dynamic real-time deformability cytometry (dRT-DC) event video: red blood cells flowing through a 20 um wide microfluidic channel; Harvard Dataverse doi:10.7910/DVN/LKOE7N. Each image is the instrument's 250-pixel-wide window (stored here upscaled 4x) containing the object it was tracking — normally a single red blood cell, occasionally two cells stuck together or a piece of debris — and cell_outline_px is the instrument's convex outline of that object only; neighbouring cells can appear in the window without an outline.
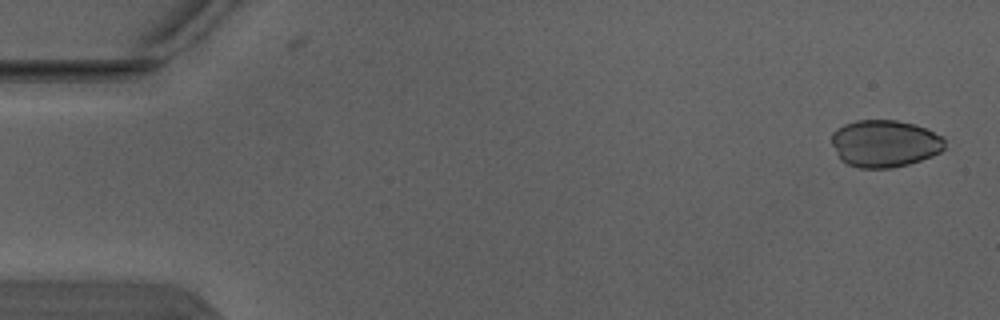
{"species": "Egyptian fruit bat (a non-hibernating species)", "species_latin": "Rousettus aegyptiacus", "temperature_condition": "warm", "stored_images_in_passage": 4, "camera_frame_rate_fps": 3000, "um_per_image_px": 0.085, "animal": {"sex": "male"}, "frame": {"image": 1, "passage_image": 1, "time_ms": 0.0, "image_size_px": [1000, 320], "cell_outline_px": [[944, 148], [940, 152], [932, 156], [908, 164], [892, 168], [860, 168], [848, 164], [840, 160], [832, 144], [832, 132], [836, 128], [844, 124], [856, 120], [896, 120], [916, 124], [944, 136]], "centroid_in_image_um": [75.2, 12.19], "position_along_channel_um": 9.8, "area_um2": 31.33}}
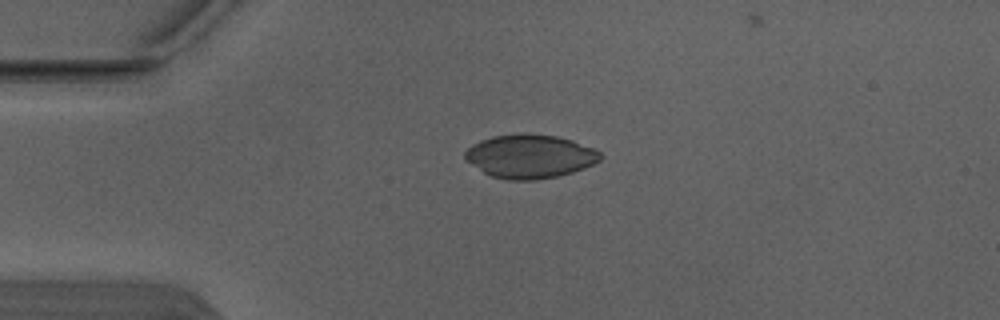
{"frame": {"image": 2, "passage_image": 3, "time_ms": 0.667, "image_size_px": [1000, 320], "cell_outline_px": [[604, 156], [600, 160], [584, 168], [572, 172], [556, 176], [536, 180], [504, 180], [492, 176], [484, 172], [468, 160], [464, 156], [464, 152], [472, 144], [480, 140], [492, 136], [520, 132], [524, 132], [556, 136], [572, 140], [596, 148]], "centroid_in_image_um": [45.07, 13.27], "position_along_channel_um": 39.9, "area_um2": 34.62}}